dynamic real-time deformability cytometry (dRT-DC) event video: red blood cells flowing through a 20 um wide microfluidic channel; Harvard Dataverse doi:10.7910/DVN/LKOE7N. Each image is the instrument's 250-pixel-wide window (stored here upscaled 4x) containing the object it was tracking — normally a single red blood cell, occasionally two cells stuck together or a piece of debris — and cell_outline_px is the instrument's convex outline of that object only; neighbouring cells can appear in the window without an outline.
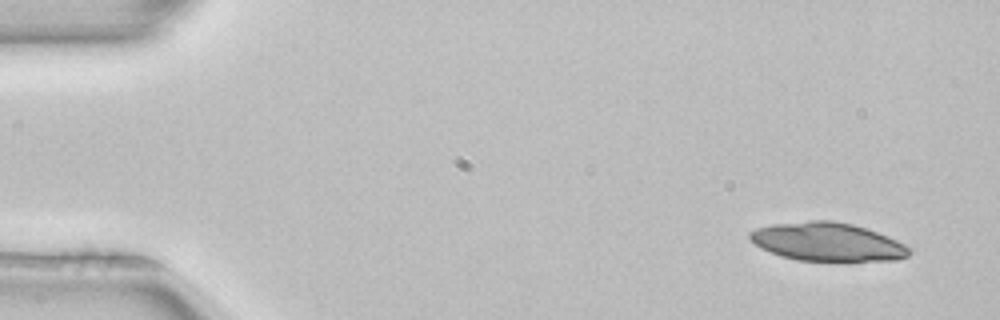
{"species": "common noctule bat (a hibernating species)", "species_latin": "Nyctalus noctula", "temperature_condition": "room temperature", "stored_images_in_passage": 25, "camera_frame_rate_fps": 3000, "um_per_image_px": 0.085, "animal": {"sex": "female", "body_mass_g": 22.7, "forearm_length_mm": 54.2}, "frame": {"image": 1, "passage_image": 3, "time_ms": 0.667, "image_size_px": [1000, 320], "cell_outline_px": [[912, 252], [908, 256], [896, 260], [796, 260], [780, 256], [760, 248], [748, 236], [748, 232], [756, 228], [772, 224], [808, 220], [832, 220], [852, 224], [876, 232], [896, 240], [912, 248]], "centroid_in_image_um": [70.31, 20.55], "position_along_channel_um": 14.7, "area_um2": 35.55}}